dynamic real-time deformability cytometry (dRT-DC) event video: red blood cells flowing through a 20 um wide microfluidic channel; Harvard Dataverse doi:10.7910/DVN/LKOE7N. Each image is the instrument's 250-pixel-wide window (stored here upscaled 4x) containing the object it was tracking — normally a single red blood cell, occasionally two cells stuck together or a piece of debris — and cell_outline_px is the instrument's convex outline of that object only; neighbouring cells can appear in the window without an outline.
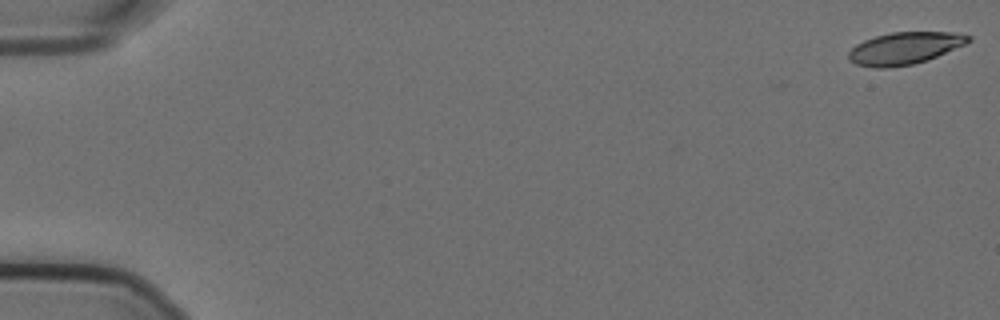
{"species": "Egyptian fruit bat (a non-hibernating species)", "species_latin": "Rousettus aegyptiacus", "temperature_condition": "cold", "stored_images_in_passage": 17, "camera_frame_rate_fps": 3000, "um_per_image_px": 0.085, "animal": {"sex": "female"}, "frame": {"image": 1, "passage_image": 1, "time_ms": 0.0, "image_size_px": [1000, 320], "cell_outline_px": [[972, 40], [964, 44], [928, 60], [912, 64], [888, 68], [872, 68], [856, 64], [848, 60], [848, 52], [856, 44], [864, 40], [876, 36], [892, 32], [956, 32], [972, 36]], "centroid_in_image_um": [76.87, 4.1], "position_along_channel_um": 8.1, "area_um2": 22.48}}